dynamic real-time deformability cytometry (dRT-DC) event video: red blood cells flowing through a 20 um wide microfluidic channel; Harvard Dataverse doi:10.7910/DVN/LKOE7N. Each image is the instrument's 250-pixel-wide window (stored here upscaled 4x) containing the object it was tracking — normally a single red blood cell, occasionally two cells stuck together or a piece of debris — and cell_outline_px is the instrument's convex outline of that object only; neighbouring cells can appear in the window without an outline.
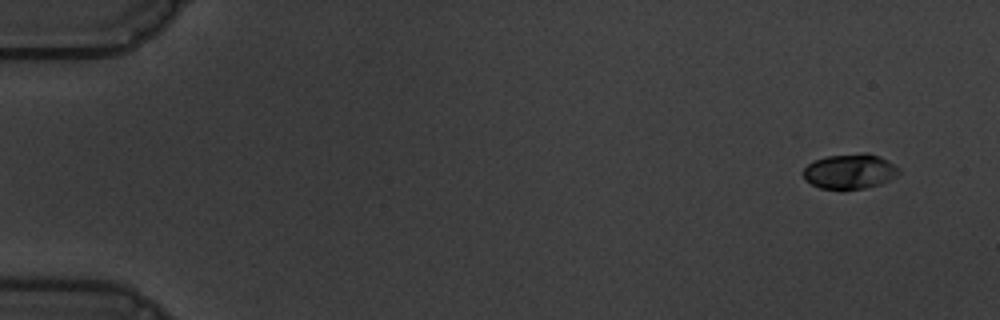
{"species": "common noctule bat (a hibernating species)", "species_latin": "Nyctalus noctula", "temperature_condition": "warm", "stored_images_in_passage": 3, "camera_frame_rate_fps": 3000, "um_per_image_px": 0.085, "animal": {"sex": "male", "body_mass_g": 19.5, "forearm_length_mm": 54.6}, "frame": {"image": 1, "passage_image": 1, "time_ms": 0.0, "image_size_px": [1000, 320], "cell_outline_px": [[900, 172], [892, 180], [880, 184], [864, 188], [820, 188], [804, 180], [804, 168], [808, 164], [816, 160], [828, 156], [864, 152], [868, 152], [880, 156], [888, 160], [900, 168]], "centroid_in_image_um": [72.29, 14.55], "position_along_channel_um": 12.7, "area_um2": 19.48}}